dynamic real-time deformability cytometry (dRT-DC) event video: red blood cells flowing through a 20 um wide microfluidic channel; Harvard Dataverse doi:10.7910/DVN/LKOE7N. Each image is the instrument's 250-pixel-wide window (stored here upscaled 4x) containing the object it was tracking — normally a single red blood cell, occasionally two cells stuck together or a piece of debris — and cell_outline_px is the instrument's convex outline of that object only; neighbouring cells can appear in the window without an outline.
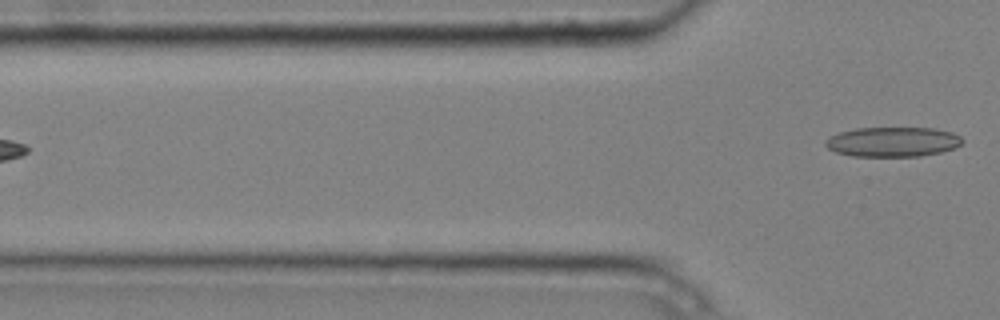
{"species": "common noctule bat (a hibernating species)", "species_latin": "Nyctalus noctula", "temperature_condition": "cold", "stored_images_in_passage": 6, "camera_frame_rate_fps": 3000, "um_per_image_px": 0.085, "animal": {"sex": "male", "body_mass_g": 20.4}, "frame": {"image": 1, "passage_image": 6, "time_ms": 1.667, "image_size_px": [1000, 320], "cell_outline_px": [[964, 140], [960, 144], [952, 148], [940, 152], [920, 156], [852, 156], [836, 152], [828, 148], [824, 144], [824, 140], [840, 132], [856, 128], [932, 128], [952, 132], [960, 136]], "centroid_in_image_um": [75.86, 12.05], "position_along_channel_um": 49.9, "area_um2": 23.58}}